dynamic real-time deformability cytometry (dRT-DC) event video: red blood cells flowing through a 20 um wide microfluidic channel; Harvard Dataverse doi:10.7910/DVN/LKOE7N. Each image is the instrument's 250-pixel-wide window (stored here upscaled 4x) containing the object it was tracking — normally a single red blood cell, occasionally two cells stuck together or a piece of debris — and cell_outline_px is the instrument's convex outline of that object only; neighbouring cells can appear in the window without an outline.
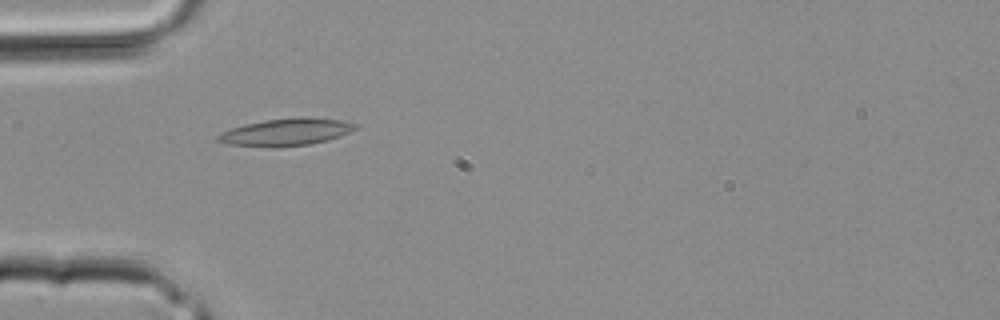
{"species": "common noctule bat (a hibernating species)", "species_latin": "Nyctalus noctula", "temperature_condition": "room temperature", "stored_images_in_passage": 3, "camera_frame_rate_fps": 3000, "um_per_image_px": 0.085, "animal": {"sex": "male", "body_mass_g": 20.4}, "frame": {"image": 1, "passage_image": 3, "time_ms": 0.667, "image_size_px": [1000, 320], "cell_outline_px": [[360, 128], [340, 136], [328, 140], [312, 144], [228, 144], [216, 140], [216, 136], [232, 128], [244, 124], [264, 120], [296, 116], [308, 116], [340, 120], [356, 124]], "centroid_in_image_um": [24.43, 11.15], "position_along_channel_um": 60.6, "area_um2": 20.98}}